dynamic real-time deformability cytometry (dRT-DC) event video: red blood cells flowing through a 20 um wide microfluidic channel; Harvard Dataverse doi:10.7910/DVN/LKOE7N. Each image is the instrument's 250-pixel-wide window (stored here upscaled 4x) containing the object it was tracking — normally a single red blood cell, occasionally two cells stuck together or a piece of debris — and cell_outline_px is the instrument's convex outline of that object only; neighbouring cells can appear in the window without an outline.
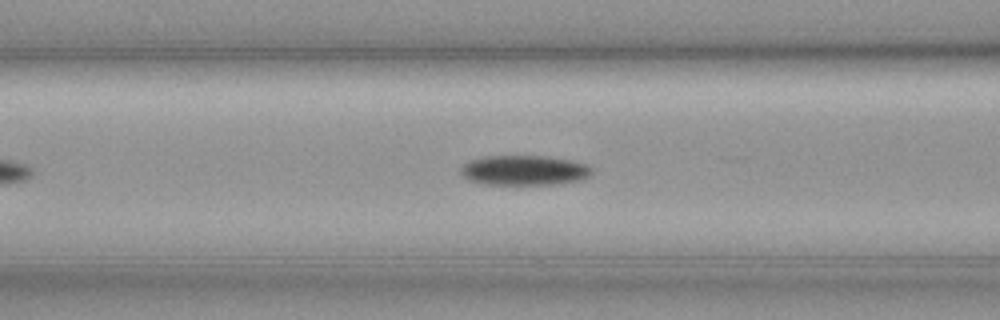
{"species": "common noctule bat (a hibernating species)", "species_latin": "Nyctalus noctula", "temperature_condition": "cold", "stored_images_in_passage": 47, "camera_frame_rate_fps": 3000, "um_per_image_px": 0.085, "animal": {"sex": "female", "body_mass_g": 19.3, "forearm_length_mm": 54.1}, "frame": {"image": 1, "passage_image": 12, "time_ms": 3.667, "image_size_px": [1000, 320], "cell_outline_px": [[592, 172], [584, 180], [552, 184], [480, 184], [468, 180], [460, 172], [460, 168], [464, 164], [472, 160], [484, 156], [548, 156], [572, 160], [588, 164], [592, 168]], "centroid_in_image_um": [44.58, 14.47], "position_along_channel_um": 122.0, "area_um2": 23.0}}
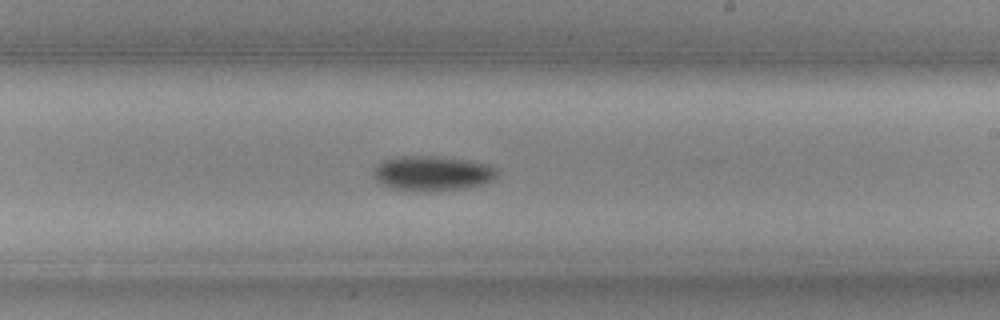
{"frame": {"image": 2, "passage_image": 23, "time_ms": 7.333, "image_size_px": [1000, 320], "cell_outline_px": [[500, 172], [492, 180], [484, 184], [464, 188], [432, 192], [416, 192], [392, 188], [380, 184], [376, 180], [372, 172], [384, 160], [400, 156], [444, 156], [468, 160], [488, 164], [496, 168]], "centroid_in_image_um": [36.78, 14.74], "position_along_channel_um": 252.2, "area_um2": 25.55}}
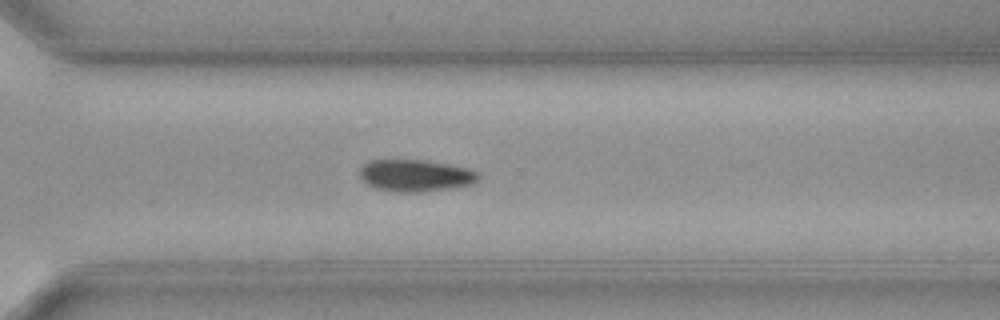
{"frame": {"image": 3, "passage_image": 30, "time_ms": 9.667, "image_size_px": [1000, 320], "cell_outline_px": [[480, 176], [472, 184], [456, 188], [424, 192], [396, 192], [376, 188], [360, 180], [360, 168], [364, 164], [372, 160], [424, 160], [448, 164], [468, 168], [476, 172]], "centroid_in_image_um": [35.32, 14.93], "position_along_channel_um": 335.3, "area_um2": 22.2}, "authors_computed_cell_mechanics": {"area_um2": 22.3686, "velocity_mm_per_s": 3.5592, "shape_relaxation_time_tau1_ms": 6.8851, "shape_relaxation_time_tau2_ms": null, "deformation_change_tau1": 0.1273, "deformation_change_tau2": null}}